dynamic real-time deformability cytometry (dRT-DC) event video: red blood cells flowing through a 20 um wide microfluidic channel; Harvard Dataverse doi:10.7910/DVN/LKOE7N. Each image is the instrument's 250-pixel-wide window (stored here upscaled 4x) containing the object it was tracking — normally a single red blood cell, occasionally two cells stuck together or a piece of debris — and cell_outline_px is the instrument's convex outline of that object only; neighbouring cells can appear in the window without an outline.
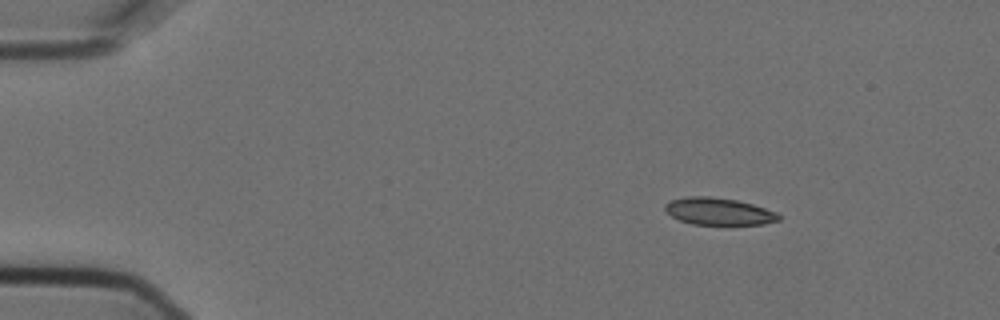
{"species": "Egyptian fruit bat (a non-hibernating species)", "species_latin": "Rousettus aegyptiacus", "temperature_condition": "cold", "stored_images_in_passage": 9, "camera_frame_rate_fps": 3000, "um_per_image_px": 0.085, "animal": {"sex": "female"}, "frame": {"image": 1, "passage_image": 1, "time_ms": 0.0, "image_size_px": [1000, 320], "cell_outline_px": [[780, 220], [764, 224], [692, 224], [680, 220], [672, 216], [664, 208], [664, 204], [668, 200], [688, 196], [708, 196], [736, 200], [752, 204], [776, 212], [780, 216]], "centroid_in_image_um": [61.06, 17.96], "position_along_channel_um": 23.9, "area_um2": 17.86}}
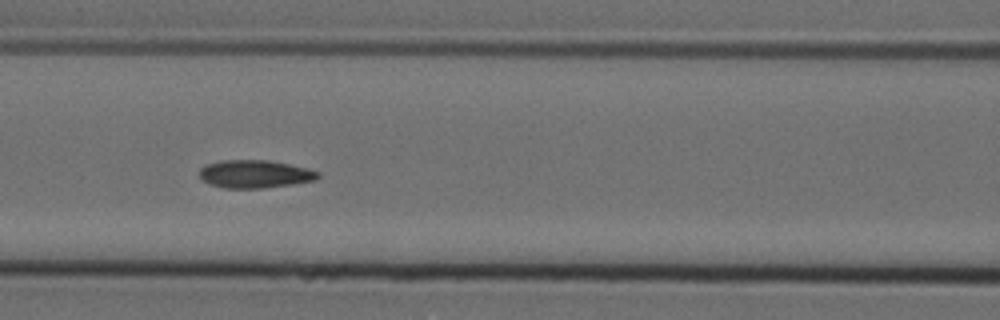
{"frame": {"image": 2, "passage_image": 6, "time_ms": 1.667, "image_size_px": [1000, 320], "cell_outline_px": [[320, 176], [316, 180], [292, 184], [264, 188], [224, 188], [200, 180], [200, 168], [208, 164], [224, 160], [268, 160], [288, 164], [320, 172]], "centroid_in_image_um": [21.66, 14.8], "position_along_channel_um": 144.9, "area_um2": 19.13}}
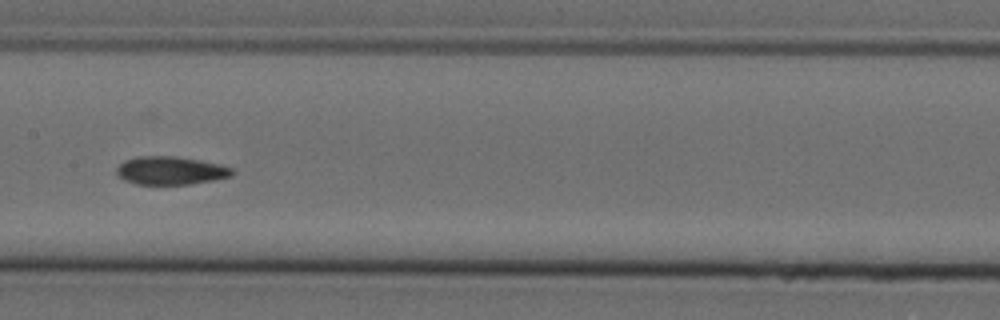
{"frame": {"image": 3, "passage_image": 7, "time_ms": 2.0, "image_size_px": [1000, 320], "cell_outline_px": [[236, 172], [232, 176], [212, 180], [188, 184], [136, 184], [124, 180], [116, 172], [116, 168], [124, 160], [136, 156], [176, 156], [200, 160], [220, 164], [232, 168]], "centroid_in_image_um": [14.51, 14.49], "position_along_channel_um": 192.9, "area_um2": 19.02}}